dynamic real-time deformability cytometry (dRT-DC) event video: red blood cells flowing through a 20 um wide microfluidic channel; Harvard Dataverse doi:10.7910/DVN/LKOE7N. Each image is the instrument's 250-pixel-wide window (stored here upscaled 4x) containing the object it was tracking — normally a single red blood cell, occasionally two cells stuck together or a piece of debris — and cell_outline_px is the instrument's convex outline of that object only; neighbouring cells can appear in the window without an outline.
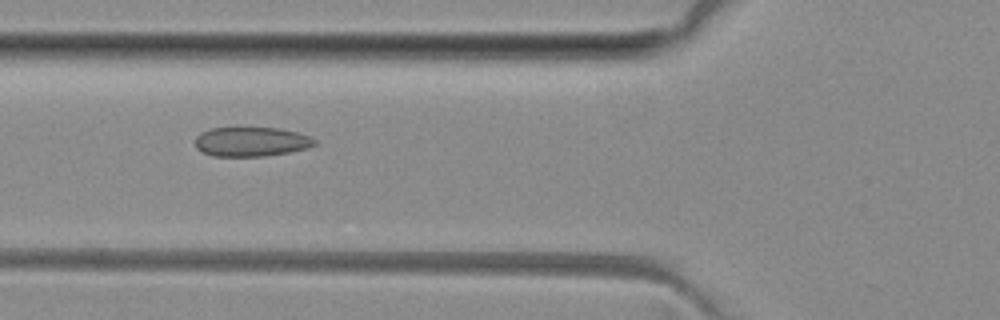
{"species": "common noctule bat (a hibernating species)", "species_latin": "Nyctalus noctula", "temperature_condition": "room temperature", "stored_images_in_passage": 8, "camera_frame_rate_fps": 3000, "um_per_image_px": 0.085, "animal": {"sex": "female", "body_mass_g": 29.2, "forearm_length_mm": 56.3}, "frame": {"image": 1, "passage_image": 6, "time_ms": 5.667, "image_size_px": [1000, 320], "cell_outline_px": [[316, 144], [308, 148], [288, 152], [264, 156], [212, 156], [196, 148], [196, 136], [200, 132], [212, 128], [276, 128], [296, 132], [312, 136], [316, 140]], "centroid_in_image_um": [21.37, 12.04], "position_along_channel_um": 104.4, "area_um2": 20.4}}
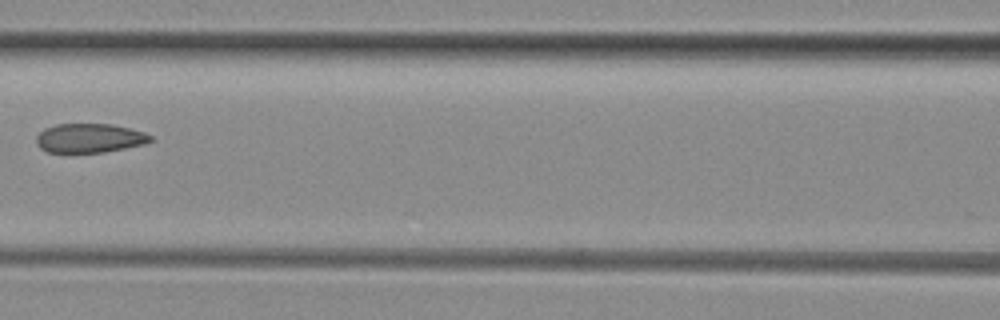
{"frame": {"image": 2, "passage_image": 7, "time_ms": 7.0, "image_size_px": [1000, 320], "cell_outline_px": [[152, 140], [144, 144], [104, 152], [48, 152], [40, 148], [36, 144], [36, 136], [44, 128], [56, 124], [112, 124], [144, 132], [152, 136]], "centroid_in_image_um": [7.58, 11.73], "position_along_channel_um": 159.0, "area_um2": 19.31}}
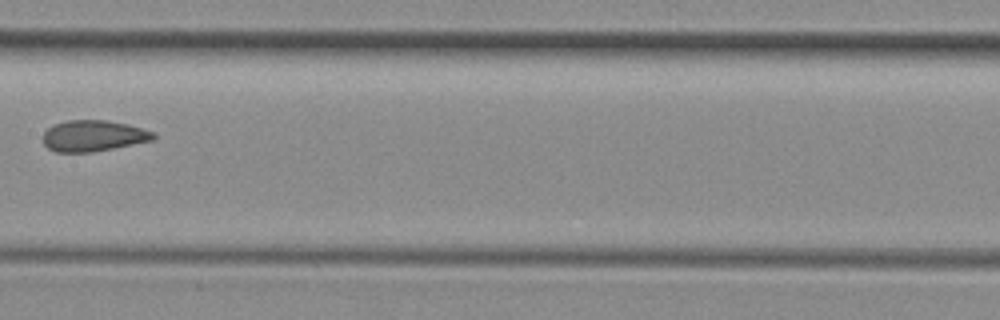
{"frame": {"image": 3, "passage_image": 8, "time_ms": 8.0, "image_size_px": [1000, 320], "cell_outline_px": [[156, 136], [152, 140], [92, 152], [56, 152], [48, 148], [44, 144], [44, 132], [52, 124], [68, 120], [104, 120], [128, 124], [152, 132]], "centroid_in_image_um": [7.89, 11.54], "position_along_channel_um": 199.5, "area_um2": 19.77}}